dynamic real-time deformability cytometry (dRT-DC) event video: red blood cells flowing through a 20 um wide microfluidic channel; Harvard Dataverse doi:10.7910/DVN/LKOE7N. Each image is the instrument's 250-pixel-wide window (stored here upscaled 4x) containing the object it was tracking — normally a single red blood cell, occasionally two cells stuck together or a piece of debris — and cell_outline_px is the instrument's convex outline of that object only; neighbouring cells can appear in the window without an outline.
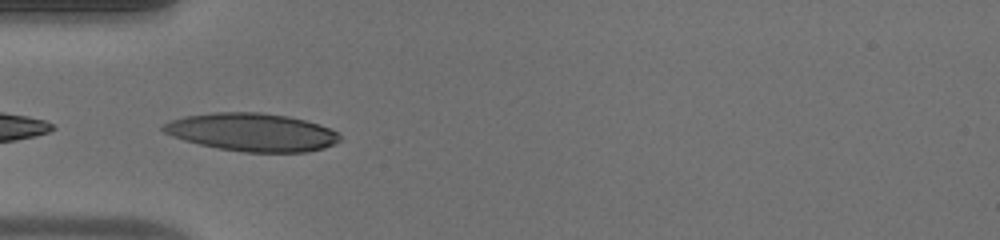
{"species": "human", "species_latin": "Homo sapiens", "temperature_condition": "warm", "stored_images_in_passage": 32, "camera_frame_rate_fps": 3000, "um_per_image_px": 0.085, "donor": {"sex": "male"}, "frame": {"image": 1, "passage_image": 1, "time_ms": 0.0, "image_size_px": [1000, 240], "cell_outline_px": [[340, 140], [324, 148], [308, 152], [244, 152], [220, 148], [200, 144], [184, 140], [172, 136], [164, 132], [160, 128], [164, 124], [172, 120], [184, 116], [212, 112], [260, 112], [288, 116], [320, 124], [336, 132], [340, 136]], "centroid_in_image_um": [21.41, 11.23], "position_along_channel_um": 63.6, "area_um2": 38.96}}
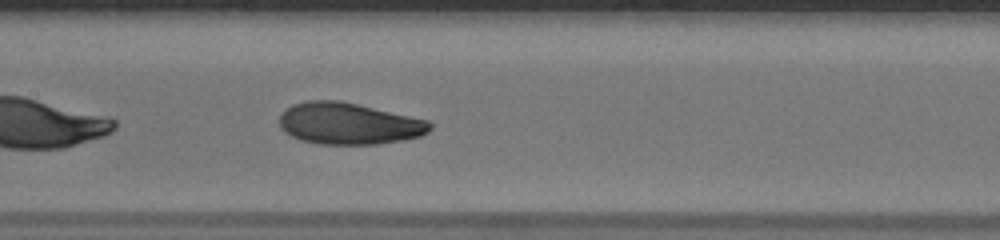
{"frame": {"image": 2, "passage_image": 10, "time_ms": 3.0, "image_size_px": [1000, 240], "cell_outline_px": [[432, 128], [428, 132], [420, 136], [404, 140], [376, 144], [320, 144], [300, 140], [284, 132], [280, 128], [280, 116], [292, 104], [308, 100], [340, 100], [428, 120], [432, 124]], "centroid_in_image_um": [29.65, 10.5], "position_along_channel_um": 177.8, "area_um2": 36.53}}
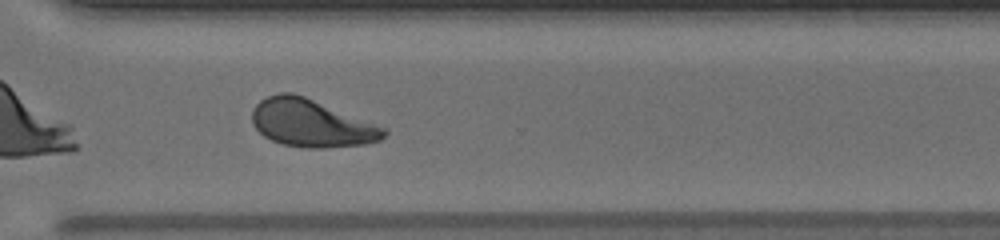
{"frame": {"image": 3, "passage_image": 23, "time_ms": 7.333, "image_size_px": [1000, 240], "cell_outline_px": [[388, 132], [380, 140], [364, 144], [324, 148], [304, 148], [284, 144], [272, 140], [264, 136], [252, 124], [252, 108], [260, 100], [268, 96], [280, 92], [292, 92], [304, 96], [388, 128]], "centroid_in_image_um": [26.47, 10.47], "position_along_channel_um": 344.1, "area_um2": 36.59}, "authors_computed_cell_mechanics": {"area_um2": 36.3273, "velocity_mm_per_s": 3.8456, "shape_relaxation_time_tau1_ms": 4.2799, "shape_relaxation_time_tau2_ms": 1.7792, "deformation_change_tau1": 0.1789, "deformation_change_tau2": 0.0714}}